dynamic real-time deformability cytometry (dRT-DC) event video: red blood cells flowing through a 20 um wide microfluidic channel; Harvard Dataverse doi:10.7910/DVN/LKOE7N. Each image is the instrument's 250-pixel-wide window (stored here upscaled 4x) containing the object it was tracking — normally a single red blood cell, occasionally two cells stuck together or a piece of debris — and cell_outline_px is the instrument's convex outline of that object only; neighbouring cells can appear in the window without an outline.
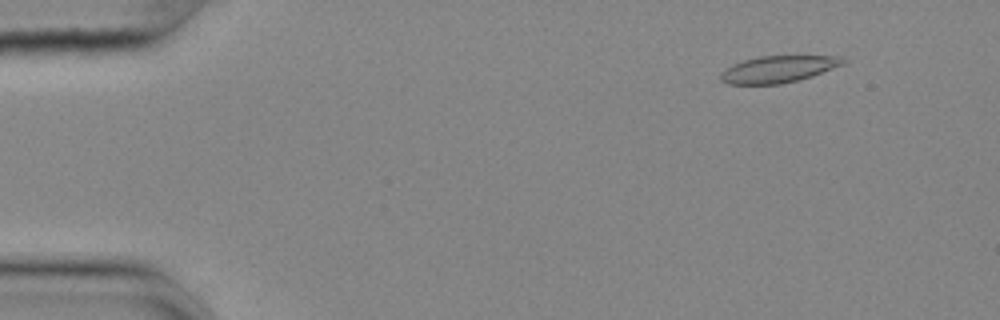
{"species": "common noctule bat (a hibernating species)", "species_latin": "Nyctalus noctula", "temperature_condition": "cold", "stored_images_in_passage": 54, "camera_frame_rate_fps": 3000, "um_per_image_px": 0.085, "animal": {"sex": "female", "body_mass_g": 25.1}, "frame": {"image": 1, "passage_image": 4, "time_ms": 1.0, "image_size_px": [1000, 320], "cell_outline_px": [[848, 60], [844, 64], [812, 76], [780, 84], [728, 84], [720, 80], [720, 72], [732, 64], [744, 60], [760, 56], [840, 56]], "centroid_in_image_um": [66.14, 5.87], "position_along_channel_um": 18.9, "area_um2": 19.07}}
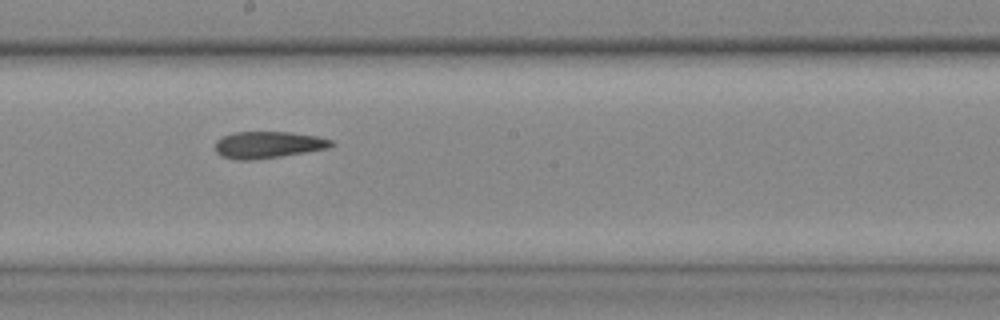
{"frame": {"image": 2, "passage_image": 29, "time_ms": 9.333, "image_size_px": [1000, 320], "cell_outline_px": [[336, 144], [328, 148], [280, 156], [252, 160], [236, 160], [220, 156], [216, 152], [216, 140], [224, 136], [236, 132], [288, 132], [316, 136], [332, 140]], "centroid_in_image_um": [22.77, 12.31], "position_along_channel_um": 225.4, "area_um2": 17.98}}
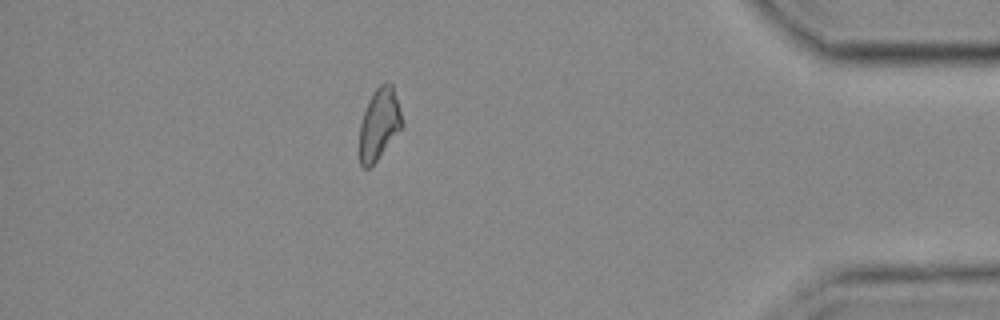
{"frame": {"image": 3, "passage_image": 47, "time_ms": 15.333, "image_size_px": [1000, 320], "cell_outline_px": [[404, 124], [376, 160], [368, 168], [364, 168], [360, 164], [360, 124], [368, 100], [372, 92], [380, 84], [392, 84], [404, 120]], "centroid_in_image_um": [32.24, 10.51], "position_along_channel_um": 403.0, "area_um2": 17.4}, "authors_computed_cell_mechanics": {"area_um2": 18.785, "velocity_mm_per_s": 3.6395, "shape_relaxation_time_tau1_ms": null, "shape_relaxation_time_tau2_ms": 5.6716, "deformation_change_tau1": null, "deformation_change_tau2": 0.1307}}